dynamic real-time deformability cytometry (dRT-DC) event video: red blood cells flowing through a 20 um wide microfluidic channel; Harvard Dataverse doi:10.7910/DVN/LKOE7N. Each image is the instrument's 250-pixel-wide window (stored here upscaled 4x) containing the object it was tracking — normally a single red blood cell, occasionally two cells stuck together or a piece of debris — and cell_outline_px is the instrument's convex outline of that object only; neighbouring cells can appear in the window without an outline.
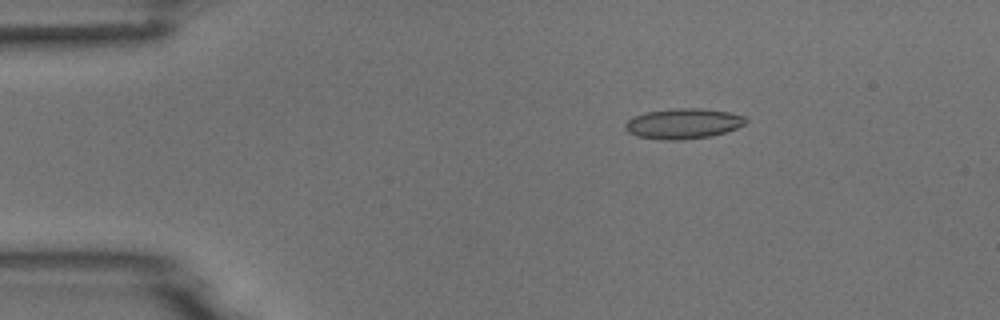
{"species": "common noctule bat (a hibernating species)", "species_latin": "Nyctalus noctula", "temperature_condition": "room temperature", "stored_images_in_passage": 4, "camera_frame_rate_fps": 3000, "um_per_image_px": 0.085, "animal": {"sex": "male", "body_mass_g": 18.8}, "frame": {"image": 1, "passage_image": 2, "time_ms": 1.0, "image_size_px": [1000, 320], "cell_outline_px": [[748, 120], [744, 124], [736, 128], [712, 136], [684, 140], [664, 140], [636, 136], [628, 132], [624, 128], [624, 124], [628, 120], [644, 112], [676, 108], [700, 108], [728, 112], [744, 116]], "centroid_in_image_um": [58.05, 10.51], "position_along_channel_um": 26.9, "area_um2": 21.33}}
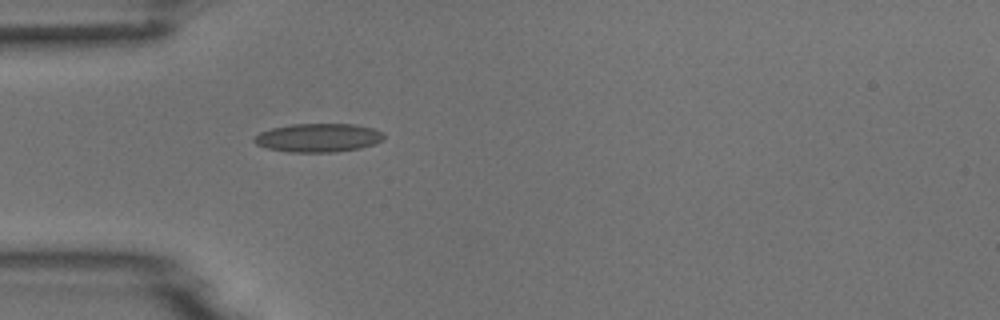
{"frame": {"image": 2, "passage_image": 4, "time_ms": 3.333, "image_size_px": [1000, 320], "cell_outline_px": [[384, 140], [376, 144], [360, 148], [336, 152], [288, 152], [268, 148], [256, 144], [252, 140], [260, 132], [272, 128], [292, 124], [356, 124], [372, 128], [384, 132]], "centroid_in_image_um": [27.1, 11.71], "position_along_channel_um": 57.9, "area_um2": 21.73}}